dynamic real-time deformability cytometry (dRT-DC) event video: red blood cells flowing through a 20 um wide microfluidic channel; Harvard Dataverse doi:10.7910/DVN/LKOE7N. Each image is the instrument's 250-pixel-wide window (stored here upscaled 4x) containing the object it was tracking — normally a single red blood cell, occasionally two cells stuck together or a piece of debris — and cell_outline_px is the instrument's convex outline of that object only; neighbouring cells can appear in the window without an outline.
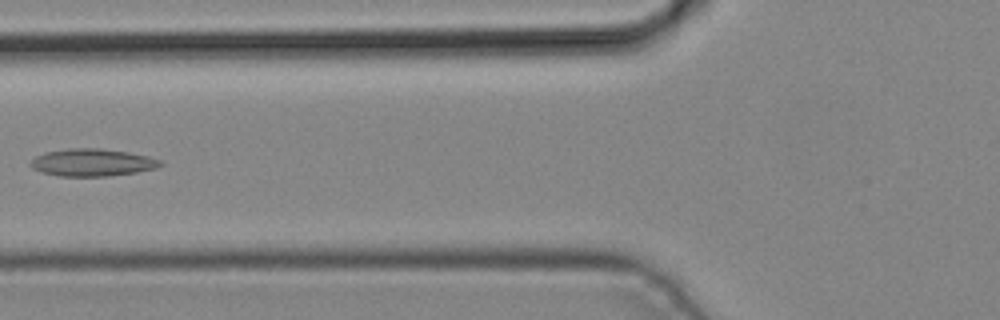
{"species": "common noctule bat (a hibernating species)", "species_latin": "Nyctalus noctula", "temperature_condition": "cold", "stored_images_in_passage": 6, "camera_frame_rate_fps": 3000, "um_per_image_px": 0.085, "animal": {"sex": "male", "body_mass_g": 19.2, "forearm_length_mm": 51.8}, "frame": {"image": 1, "passage_image": 6, "time_ms": 1.667, "image_size_px": [1000, 320], "cell_outline_px": [[164, 164], [156, 168], [136, 172], [108, 176], [60, 176], [40, 172], [32, 168], [28, 164], [36, 156], [44, 152], [68, 148], [100, 148], [128, 152], [148, 156], [160, 160]], "centroid_in_image_um": [7.82, 13.81], "position_along_channel_um": 118.0, "area_um2": 20.81}}